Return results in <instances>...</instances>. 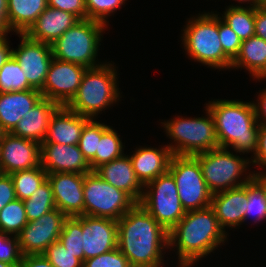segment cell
<instances>
[{"instance_id":"1","label":"cell","mask_w":266,"mask_h":267,"mask_svg":"<svg viewBox=\"0 0 266 267\" xmlns=\"http://www.w3.org/2000/svg\"><path fill=\"white\" fill-rule=\"evenodd\" d=\"M117 231V247L132 267L164 266L162 251L169 249V232L139 203L117 221Z\"/></svg>"},{"instance_id":"2","label":"cell","mask_w":266,"mask_h":267,"mask_svg":"<svg viewBox=\"0 0 266 267\" xmlns=\"http://www.w3.org/2000/svg\"><path fill=\"white\" fill-rule=\"evenodd\" d=\"M227 235L210 206L187 211L169 231V249L176 247L179 267H191L224 245Z\"/></svg>"},{"instance_id":"3","label":"cell","mask_w":266,"mask_h":267,"mask_svg":"<svg viewBox=\"0 0 266 267\" xmlns=\"http://www.w3.org/2000/svg\"><path fill=\"white\" fill-rule=\"evenodd\" d=\"M206 107L212 113L219 147L237 153H256L260 124L252 102L211 100Z\"/></svg>"},{"instance_id":"4","label":"cell","mask_w":266,"mask_h":267,"mask_svg":"<svg viewBox=\"0 0 266 267\" xmlns=\"http://www.w3.org/2000/svg\"><path fill=\"white\" fill-rule=\"evenodd\" d=\"M116 66L105 62L94 68H87L79 88L66 107L90 119L113 106L121 98Z\"/></svg>"},{"instance_id":"5","label":"cell","mask_w":266,"mask_h":267,"mask_svg":"<svg viewBox=\"0 0 266 267\" xmlns=\"http://www.w3.org/2000/svg\"><path fill=\"white\" fill-rule=\"evenodd\" d=\"M218 15L211 11L190 17L181 40L188 57L195 62L215 69H231L232 59L223 51L220 42Z\"/></svg>"},{"instance_id":"6","label":"cell","mask_w":266,"mask_h":267,"mask_svg":"<svg viewBox=\"0 0 266 267\" xmlns=\"http://www.w3.org/2000/svg\"><path fill=\"white\" fill-rule=\"evenodd\" d=\"M205 111L207 115L203 117L175 116L161 122L165 134L175 142L167 145L173 155L194 156L219 147L213 115L207 107Z\"/></svg>"},{"instance_id":"7","label":"cell","mask_w":266,"mask_h":267,"mask_svg":"<svg viewBox=\"0 0 266 267\" xmlns=\"http://www.w3.org/2000/svg\"><path fill=\"white\" fill-rule=\"evenodd\" d=\"M105 28L106 25L94 20L78 21L51 45L53 57L86 68L100 66L104 62L99 63L96 56Z\"/></svg>"},{"instance_id":"8","label":"cell","mask_w":266,"mask_h":267,"mask_svg":"<svg viewBox=\"0 0 266 267\" xmlns=\"http://www.w3.org/2000/svg\"><path fill=\"white\" fill-rule=\"evenodd\" d=\"M228 150V148L217 147L194 155L199 161L203 178L212 194L240 187L253 178V172L245 173L249 170V165L251 166V160L237 156ZM243 173L247 176L241 179Z\"/></svg>"},{"instance_id":"9","label":"cell","mask_w":266,"mask_h":267,"mask_svg":"<svg viewBox=\"0 0 266 267\" xmlns=\"http://www.w3.org/2000/svg\"><path fill=\"white\" fill-rule=\"evenodd\" d=\"M84 215L118 221L136 202L123 190L104 181L95 171L84 174Z\"/></svg>"},{"instance_id":"10","label":"cell","mask_w":266,"mask_h":267,"mask_svg":"<svg viewBox=\"0 0 266 267\" xmlns=\"http://www.w3.org/2000/svg\"><path fill=\"white\" fill-rule=\"evenodd\" d=\"M139 204L168 232L186 214L176 181L169 171L144 186Z\"/></svg>"},{"instance_id":"11","label":"cell","mask_w":266,"mask_h":267,"mask_svg":"<svg viewBox=\"0 0 266 267\" xmlns=\"http://www.w3.org/2000/svg\"><path fill=\"white\" fill-rule=\"evenodd\" d=\"M168 171L176 181L178 196L186 212L211 205L212 193L194 156L173 155Z\"/></svg>"},{"instance_id":"12","label":"cell","mask_w":266,"mask_h":267,"mask_svg":"<svg viewBox=\"0 0 266 267\" xmlns=\"http://www.w3.org/2000/svg\"><path fill=\"white\" fill-rule=\"evenodd\" d=\"M67 216L57 208L39 219L28 222L17 235L22 255L42 254L49 245L59 241Z\"/></svg>"},{"instance_id":"13","label":"cell","mask_w":266,"mask_h":267,"mask_svg":"<svg viewBox=\"0 0 266 267\" xmlns=\"http://www.w3.org/2000/svg\"><path fill=\"white\" fill-rule=\"evenodd\" d=\"M86 67L53 58L46 76L42 96L59 106H66L75 96Z\"/></svg>"},{"instance_id":"14","label":"cell","mask_w":266,"mask_h":267,"mask_svg":"<svg viewBox=\"0 0 266 267\" xmlns=\"http://www.w3.org/2000/svg\"><path fill=\"white\" fill-rule=\"evenodd\" d=\"M21 39L18 48L13 49V56L23 69L28 83L37 90H41L46 80L53 54L51 45L34 41L25 34H19Z\"/></svg>"},{"instance_id":"15","label":"cell","mask_w":266,"mask_h":267,"mask_svg":"<svg viewBox=\"0 0 266 267\" xmlns=\"http://www.w3.org/2000/svg\"><path fill=\"white\" fill-rule=\"evenodd\" d=\"M40 165V144L4 133L0 140V173L11 174Z\"/></svg>"},{"instance_id":"16","label":"cell","mask_w":266,"mask_h":267,"mask_svg":"<svg viewBox=\"0 0 266 267\" xmlns=\"http://www.w3.org/2000/svg\"><path fill=\"white\" fill-rule=\"evenodd\" d=\"M51 184L55 206L67 217L84 215V174H47Z\"/></svg>"},{"instance_id":"17","label":"cell","mask_w":266,"mask_h":267,"mask_svg":"<svg viewBox=\"0 0 266 267\" xmlns=\"http://www.w3.org/2000/svg\"><path fill=\"white\" fill-rule=\"evenodd\" d=\"M40 165L47 174L61 172L87 174L92 171L78 144L41 143Z\"/></svg>"},{"instance_id":"18","label":"cell","mask_w":266,"mask_h":267,"mask_svg":"<svg viewBox=\"0 0 266 267\" xmlns=\"http://www.w3.org/2000/svg\"><path fill=\"white\" fill-rule=\"evenodd\" d=\"M84 261L117 248V221L82 215Z\"/></svg>"},{"instance_id":"19","label":"cell","mask_w":266,"mask_h":267,"mask_svg":"<svg viewBox=\"0 0 266 267\" xmlns=\"http://www.w3.org/2000/svg\"><path fill=\"white\" fill-rule=\"evenodd\" d=\"M247 184L212 194L210 207L214 210L219 225L235 228L245 222Z\"/></svg>"},{"instance_id":"20","label":"cell","mask_w":266,"mask_h":267,"mask_svg":"<svg viewBox=\"0 0 266 267\" xmlns=\"http://www.w3.org/2000/svg\"><path fill=\"white\" fill-rule=\"evenodd\" d=\"M104 181L123 190L136 203H140L144 186L137 179L129 155L104 163L94 170Z\"/></svg>"},{"instance_id":"21","label":"cell","mask_w":266,"mask_h":267,"mask_svg":"<svg viewBox=\"0 0 266 267\" xmlns=\"http://www.w3.org/2000/svg\"><path fill=\"white\" fill-rule=\"evenodd\" d=\"M78 21L72 13L47 7L24 34L34 41L52 45Z\"/></svg>"},{"instance_id":"22","label":"cell","mask_w":266,"mask_h":267,"mask_svg":"<svg viewBox=\"0 0 266 267\" xmlns=\"http://www.w3.org/2000/svg\"><path fill=\"white\" fill-rule=\"evenodd\" d=\"M89 120L90 118L66 106H59L50 118L47 134L42 143L78 144L82 129Z\"/></svg>"},{"instance_id":"23","label":"cell","mask_w":266,"mask_h":267,"mask_svg":"<svg viewBox=\"0 0 266 267\" xmlns=\"http://www.w3.org/2000/svg\"><path fill=\"white\" fill-rule=\"evenodd\" d=\"M173 153L166 145L159 147H140L129 156L137 179L143 186L169 170Z\"/></svg>"},{"instance_id":"24","label":"cell","mask_w":266,"mask_h":267,"mask_svg":"<svg viewBox=\"0 0 266 267\" xmlns=\"http://www.w3.org/2000/svg\"><path fill=\"white\" fill-rule=\"evenodd\" d=\"M42 97V93L37 89L0 93L1 129L10 133Z\"/></svg>"},{"instance_id":"25","label":"cell","mask_w":266,"mask_h":267,"mask_svg":"<svg viewBox=\"0 0 266 267\" xmlns=\"http://www.w3.org/2000/svg\"><path fill=\"white\" fill-rule=\"evenodd\" d=\"M58 107L57 103L42 97L10 133L41 144L46 137L50 118Z\"/></svg>"},{"instance_id":"26","label":"cell","mask_w":266,"mask_h":267,"mask_svg":"<svg viewBox=\"0 0 266 267\" xmlns=\"http://www.w3.org/2000/svg\"><path fill=\"white\" fill-rule=\"evenodd\" d=\"M255 79H266V41L256 35L242 41L231 68H243Z\"/></svg>"},{"instance_id":"27","label":"cell","mask_w":266,"mask_h":267,"mask_svg":"<svg viewBox=\"0 0 266 267\" xmlns=\"http://www.w3.org/2000/svg\"><path fill=\"white\" fill-rule=\"evenodd\" d=\"M47 7V0H8V23L12 32L24 34Z\"/></svg>"},{"instance_id":"28","label":"cell","mask_w":266,"mask_h":267,"mask_svg":"<svg viewBox=\"0 0 266 267\" xmlns=\"http://www.w3.org/2000/svg\"><path fill=\"white\" fill-rule=\"evenodd\" d=\"M224 14V15H223ZM219 17L236 33L241 41L255 35V8L229 5Z\"/></svg>"},{"instance_id":"29","label":"cell","mask_w":266,"mask_h":267,"mask_svg":"<svg viewBox=\"0 0 266 267\" xmlns=\"http://www.w3.org/2000/svg\"><path fill=\"white\" fill-rule=\"evenodd\" d=\"M120 135L109 127L98 140L95 157L89 162L92 171L104 163L111 162L124 154Z\"/></svg>"},{"instance_id":"30","label":"cell","mask_w":266,"mask_h":267,"mask_svg":"<svg viewBox=\"0 0 266 267\" xmlns=\"http://www.w3.org/2000/svg\"><path fill=\"white\" fill-rule=\"evenodd\" d=\"M14 185L16 197L28 199L47 180V172L39 165L28 170H19L9 174Z\"/></svg>"},{"instance_id":"31","label":"cell","mask_w":266,"mask_h":267,"mask_svg":"<svg viewBox=\"0 0 266 267\" xmlns=\"http://www.w3.org/2000/svg\"><path fill=\"white\" fill-rule=\"evenodd\" d=\"M28 222L39 219L56 208L52 187L48 179L42 183L32 196L23 201Z\"/></svg>"},{"instance_id":"32","label":"cell","mask_w":266,"mask_h":267,"mask_svg":"<svg viewBox=\"0 0 266 267\" xmlns=\"http://www.w3.org/2000/svg\"><path fill=\"white\" fill-rule=\"evenodd\" d=\"M27 223L23 200L16 198L0 211V232L17 236Z\"/></svg>"},{"instance_id":"33","label":"cell","mask_w":266,"mask_h":267,"mask_svg":"<svg viewBox=\"0 0 266 267\" xmlns=\"http://www.w3.org/2000/svg\"><path fill=\"white\" fill-rule=\"evenodd\" d=\"M82 215L67 217L63 224L59 242L66 250L75 254L82 263L84 262V251L82 245Z\"/></svg>"},{"instance_id":"34","label":"cell","mask_w":266,"mask_h":267,"mask_svg":"<svg viewBox=\"0 0 266 267\" xmlns=\"http://www.w3.org/2000/svg\"><path fill=\"white\" fill-rule=\"evenodd\" d=\"M24 75L23 69L12 55L0 69V93L34 89Z\"/></svg>"},{"instance_id":"35","label":"cell","mask_w":266,"mask_h":267,"mask_svg":"<svg viewBox=\"0 0 266 267\" xmlns=\"http://www.w3.org/2000/svg\"><path fill=\"white\" fill-rule=\"evenodd\" d=\"M110 126L90 119L83 127L78 146L88 163L95 157L98 140Z\"/></svg>"},{"instance_id":"36","label":"cell","mask_w":266,"mask_h":267,"mask_svg":"<svg viewBox=\"0 0 266 267\" xmlns=\"http://www.w3.org/2000/svg\"><path fill=\"white\" fill-rule=\"evenodd\" d=\"M247 195L245 221L251 215L254 223L266 220V199L261 188L253 180L247 183Z\"/></svg>"},{"instance_id":"37","label":"cell","mask_w":266,"mask_h":267,"mask_svg":"<svg viewBox=\"0 0 266 267\" xmlns=\"http://www.w3.org/2000/svg\"><path fill=\"white\" fill-rule=\"evenodd\" d=\"M126 1L127 0H85L87 19L103 23L107 26V23H109L107 20L108 16L113 15Z\"/></svg>"},{"instance_id":"38","label":"cell","mask_w":266,"mask_h":267,"mask_svg":"<svg viewBox=\"0 0 266 267\" xmlns=\"http://www.w3.org/2000/svg\"><path fill=\"white\" fill-rule=\"evenodd\" d=\"M42 255L52 264L53 267L83 266V263L75 257V254L66 250L59 241L49 245Z\"/></svg>"},{"instance_id":"39","label":"cell","mask_w":266,"mask_h":267,"mask_svg":"<svg viewBox=\"0 0 266 267\" xmlns=\"http://www.w3.org/2000/svg\"><path fill=\"white\" fill-rule=\"evenodd\" d=\"M22 256L18 237L0 232V261L8 264L20 265Z\"/></svg>"},{"instance_id":"40","label":"cell","mask_w":266,"mask_h":267,"mask_svg":"<svg viewBox=\"0 0 266 267\" xmlns=\"http://www.w3.org/2000/svg\"><path fill=\"white\" fill-rule=\"evenodd\" d=\"M82 267H132L126 256L115 248L99 256L88 258Z\"/></svg>"},{"instance_id":"41","label":"cell","mask_w":266,"mask_h":267,"mask_svg":"<svg viewBox=\"0 0 266 267\" xmlns=\"http://www.w3.org/2000/svg\"><path fill=\"white\" fill-rule=\"evenodd\" d=\"M218 31L223 51L233 60L239 52L241 39L219 16Z\"/></svg>"},{"instance_id":"42","label":"cell","mask_w":266,"mask_h":267,"mask_svg":"<svg viewBox=\"0 0 266 267\" xmlns=\"http://www.w3.org/2000/svg\"><path fill=\"white\" fill-rule=\"evenodd\" d=\"M47 6L72 13L80 20L87 19L85 0H47Z\"/></svg>"},{"instance_id":"43","label":"cell","mask_w":266,"mask_h":267,"mask_svg":"<svg viewBox=\"0 0 266 267\" xmlns=\"http://www.w3.org/2000/svg\"><path fill=\"white\" fill-rule=\"evenodd\" d=\"M16 198L13 181L10 175L0 173V211L5 205Z\"/></svg>"},{"instance_id":"44","label":"cell","mask_w":266,"mask_h":267,"mask_svg":"<svg viewBox=\"0 0 266 267\" xmlns=\"http://www.w3.org/2000/svg\"><path fill=\"white\" fill-rule=\"evenodd\" d=\"M251 159L252 166L255 164L266 169V126L260 125L258 133V146L256 153Z\"/></svg>"},{"instance_id":"45","label":"cell","mask_w":266,"mask_h":267,"mask_svg":"<svg viewBox=\"0 0 266 267\" xmlns=\"http://www.w3.org/2000/svg\"><path fill=\"white\" fill-rule=\"evenodd\" d=\"M20 267H53L42 254L22 256Z\"/></svg>"},{"instance_id":"46","label":"cell","mask_w":266,"mask_h":267,"mask_svg":"<svg viewBox=\"0 0 266 267\" xmlns=\"http://www.w3.org/2000/svg\"><path fill=\"white\" fill-rule=\"evenodd\" d=\"M258 101V102H257ZM255 109V115L260 125L266 126V88L263 91L260 90L258 99L256 102H252Z\"/></svg>"},{"instance_id":"47","label":"cell","mask_w":266,"mask_h":267,"mask_svg":"<svg viewBox=\"0 0 266 267\" xmlns=\"http://www.w3.org/2000/svg\"><path fill=\"white\" fill-rule=\"evenodd\" d=\"M255 35L266 41V10L255 8Z\"/></svg>"},{"instance_id":"48","label":"cell","mask_w":266,"mask_h":267,"mask_svg":"<svg viewBox=\"0 0 266 267\" xmlns=\"http://www.w3.org/2000/svg\"><path fill=\"white\" fill-rule=\"evenodd\" d=\"M12 32L8 23V0H0V37Z\"/></svg>"},{"instance_id":"49","label":"cell","mask_w":266,"mask_h":267,"mask_svg":"<svg viewBox=\"0 0 266 267\" xmlns=\"http://www.w3.org/2000/svg\"><path fill=\"white\" fill-rule=\"evenodd\" d=\"M6 36L0 37V69L13 55V49H10V42Z\"/></svg>"},{"instance_id":"50","label":"cell","mask_w":266,"mask_h":267,"mask_svg":"<svg viewBox=\"0 0 266 267\" xmlns=\"http://www.w3.org/2000/svg\"><path fill=\"white\" fill-rule=\"evenodd\" d=\"M252 180L261 188L266 199V172L262 171L259 173L254 171Z\"/></svg>"},{"instance_id":"51","label":"cell","mask_w":266,"mask_h":267,"mask_svg":"<svg viewBox=\"0 0 266 267\" xmlns=\"http://www.w3.org/2000/svg\"><path fill=\"white\" fill-rule=\"evenodd\" d=\"M235 1H237L239 4L247 2V4H249V7H254V8L260 7L262 2V0H235Z\"/></svg>"},{"instance_id":"52","label":"cell","mask_w":266,"mask_h":267,"mask_svg":"<svg viewBox=\"0 0 266 267\" xmlns=\"http://www.w3.org/2000/svg\"><path fill=\"white\" fill-rule=\"evenodd\" d=\"M0 267H20V265H13L0 261Z\"/></svg>"},{"instance_id":"53","label":"cell","mask_w":266,"mask_h":267,"mask_svg":"<svg viewBox=\"0 0 266 267\" xmlns=\"http://www.w3.org/2000/svg\"><path fill=\"white\" fill-rule=\"evenodd\" d=\"M260 7L266 10V0H262Z\"/></svg>"},{"instance_id":"54","label":"cell","mask_w":266,"mask_h":267,"mask_svg":"<svg viewBox=\"0 0 266 267\" xmlns=\"http://www.w3.org/2000/svg\"><path fill=\"white\" fill-rule=\"evenodd\" d=\"M5 132L1 129V127H0V140H1V138H2V136H3V134H4Z\"/></svg>"}]
</instances>
